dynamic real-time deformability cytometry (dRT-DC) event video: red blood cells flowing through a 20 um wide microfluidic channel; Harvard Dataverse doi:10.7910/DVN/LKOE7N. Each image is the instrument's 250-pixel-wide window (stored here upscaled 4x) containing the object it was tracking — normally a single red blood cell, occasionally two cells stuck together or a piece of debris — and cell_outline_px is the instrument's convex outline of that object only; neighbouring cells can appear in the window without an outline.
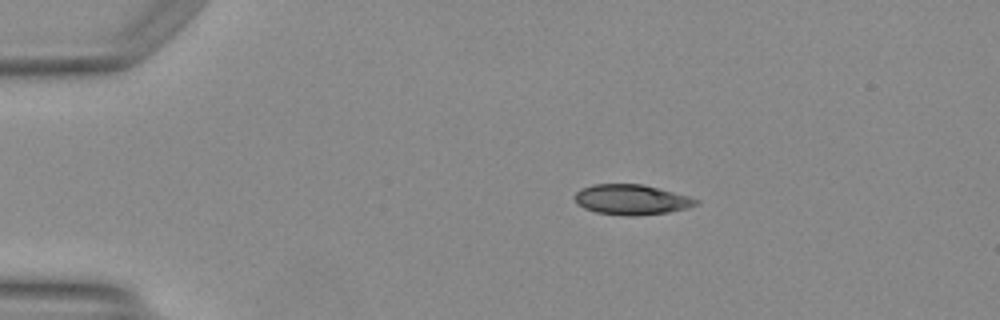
{"species": "Egyptian fruit bat (a non-hibernating species)", "species_latin": "Rousettus aegyptiacus", "temperature_condition": "warm", "stored_images_in_passage": 41, "camera_frame_rate_fps": 3000, "um_per_image_px": 0.085, "animal": {"sex": "female"}, "frame": {"image": 1, "passage_image": 1, "time_ms": 0.0, "image_size_px": [1000, 320], "cell_outline_px": [[700, 204], [688, 208], [668, 212], [632, 216], [624, 216], [596, 212], [584, 208], [576, 204], [572, 196], [580, 188], [592, 184], [644, 184], [688, 196], [700, 200]], "centroid_in_image_um": [53.65, 16.96], "position_along_channel_um": 31.4, "area_um2": 21.62}}
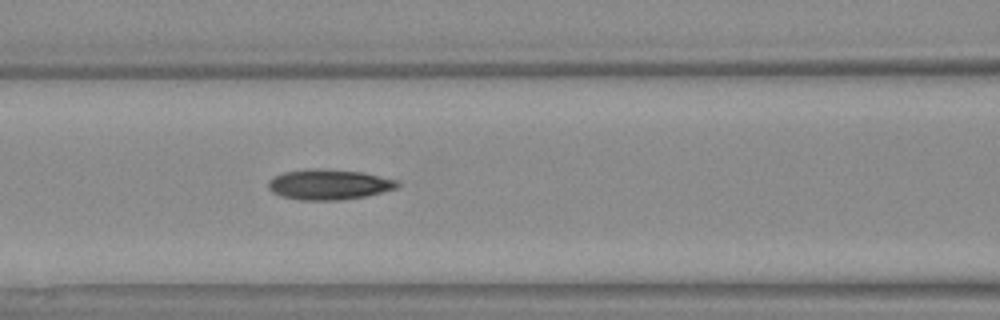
{"frame": {"image": 2, "passage_image": 13, "time_ms": 4.0, "image_size_px": [1000, 320], "cell_outline_px": [[400, 184], [396, 188], [364, 196], [340, 200], [300, 200], [284, 196], [272, 192], [268, 188], [268, 180], [272, 176], [284, 172], [308, 168], [320, 168], [360, 172], [400, 180]], "centroid_in_image_um": [27.93, 15.67], "position_along_channel_um": 138.7, "area_um2": 22.83}}
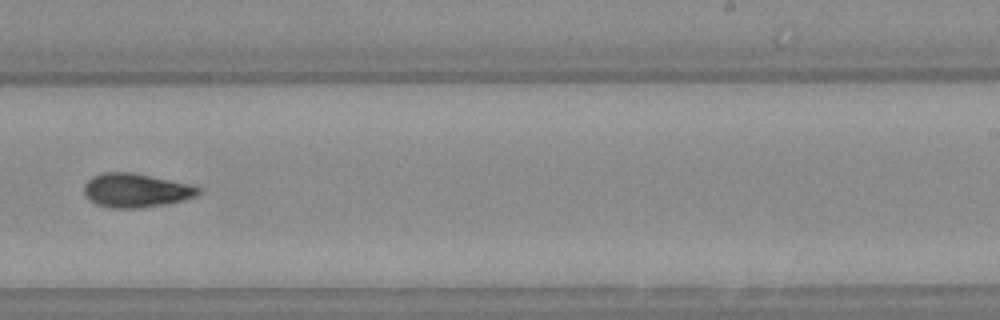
{"frame": {"image": 3, "passage_image": 23, "time_ms": 7.333, "image_size_px": [1000, 320], "cell_outline_px": [[204, 188], [196, 196], [184, 200], [164, 204], [136, 208], [112, 208], [96, 204], [88, 200], [84, 196], [84, 184], [92, 176], [100, 172], [132, 172], [192, 184]], "centroid_in_image_um": [11.55, 16.17], "position_along_channel_um": 277.4, "area_um2": 22.89}, "authors_computed_cell_mechanics": {"area_um2": 21.964, "velocity_mm_per_s": 4.1822, "shape_relaxation_time_tau1_ms": null, "shape_relaxation_time_tau2_ms": 2.7704, "deformation_change_tau1": null, "deformation_change_tau2": 0.0863}}